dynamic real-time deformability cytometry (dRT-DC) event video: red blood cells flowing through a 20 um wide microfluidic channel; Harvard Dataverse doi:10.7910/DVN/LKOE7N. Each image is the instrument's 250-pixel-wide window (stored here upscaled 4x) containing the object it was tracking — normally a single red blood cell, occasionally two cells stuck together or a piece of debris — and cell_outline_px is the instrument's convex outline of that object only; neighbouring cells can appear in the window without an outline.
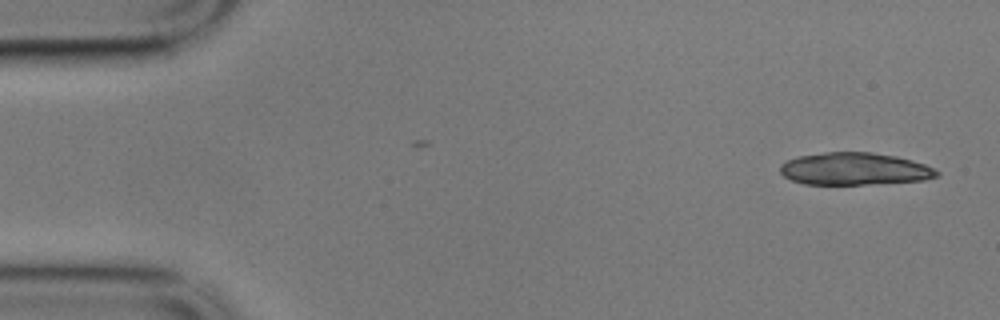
{"species": "common noctule bat (a hibernating species)", "species_latin": "Nyctalus noctula", "temperature_condition": "cold", "stored_images_in_passage": 2, "camera_frame_rate_fps": 3000, "um_per_image_px": 0.085, "animal": {"sex": "male", "body_mass_g": 17.9}, "frame": {"image": 1, "passage_image": 2, "time_ms": 0.333, "image_size_px": [1000, 320], "cell_outline_px": [[940, 176], [924, 180], [864, 184], [804, 184], [792, 180], [784, 176], [780, 172], [780, 164], [796, 156], [824, 152], [872, 152], [896, 156], [912, 160], [924, 164], [940, 172]], "centroid_in_image_um": [72.62, 14.35], "position_along_channel_um": 12.4, "area_um2": 29.54}}